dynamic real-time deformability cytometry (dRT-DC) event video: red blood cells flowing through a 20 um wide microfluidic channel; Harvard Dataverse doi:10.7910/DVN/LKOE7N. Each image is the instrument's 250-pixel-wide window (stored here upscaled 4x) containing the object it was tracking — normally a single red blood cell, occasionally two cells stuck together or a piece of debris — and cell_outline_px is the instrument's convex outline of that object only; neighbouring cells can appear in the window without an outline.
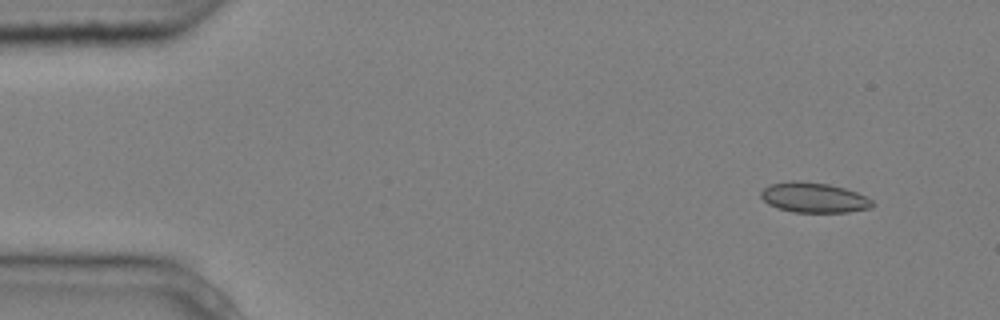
{"species": "common noctule bat (a hibernating species)", "species_latin": "Nyctalus noctula", "temperature_condition": "cold", "stored_images_in_passage": 4, "camera_frame_rate_fps": 3000, "um_per_image_px": 0.085, "animal": {"sex": "male", "body_mass_g": 20.4}, "frame": {"image": 1, "passage_image": 1, "time_ms": 0.0, "image_size_px": [1000, 320], "cell_outline_px": [[876, 204], [872, 208], [848, 212], [792, 212], [768, 204], [760, 196], [760, 192], [768, 184], [792, 180], [800, 180], [828, 184], [844, 188], [856, 192], [872, 200]], "centroid_in_image_um": [69.17, 16.79], "position_along_channel_um": 15.8, "area_um2": 19.65}}
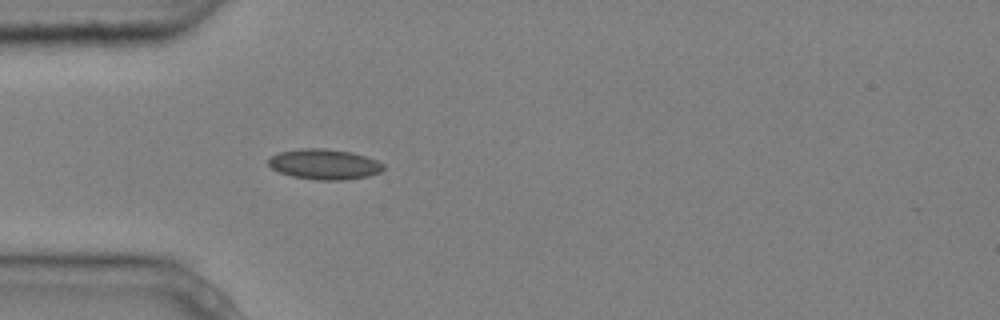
{"frame": {"image": 2, "passage_image": 4, "time_ms": 1.0, "image_size_px": [1000, 320], "cell_outline_px": [[384, 168], [380, 172], [368, 176], [344, 180], [316, 180], [292, 176], [280, 172], [272, 168], [268, 164], [268, 160], [272, 156], [280, 152], [300, 148], [320, 148], [352, 152], [376, 160], [384, 164]], "centroid_in_image_um": [27.57, 13.96], "position_along_channel_um": 57.4, "area_um2": 20.23}}